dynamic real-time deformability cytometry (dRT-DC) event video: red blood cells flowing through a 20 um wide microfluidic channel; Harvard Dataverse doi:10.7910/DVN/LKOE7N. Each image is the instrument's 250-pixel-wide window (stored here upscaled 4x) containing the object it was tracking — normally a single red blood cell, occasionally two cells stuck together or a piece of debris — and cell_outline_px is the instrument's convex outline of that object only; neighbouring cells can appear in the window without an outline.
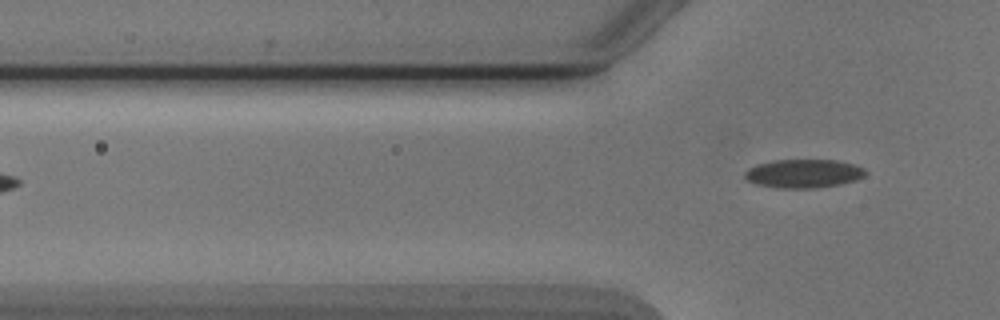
{"species": "Egyptian fruit bat (a non-hibernating species)", "species_latin": "Rousettus aegyptiacus", "temperature_condition": "cold", "stored_images_in_passage": 2, "camera_frame_rate_fps": 3000, "um_per_image_px": 0.085, "animal": {"sex": "male"}, "frame": {"image": 1, "passage_image": 2, "time_ms": 1.333, "image_size_px": [1000, 320], "cell_outline_px": [[868, 172], [864, 176], [856, 180], [840, 184], [812, 188], [780, 188], [756, 184], [748, 180], [744, 176], [744, 172], [748, 168], [756, 164], [772, 160], [836, 160], [852, 164], [864, 168]], "centroid_in_image_um": [68.29, 14.74], "position_along_channel_um": 57.5, "area_um2": 20.11}}